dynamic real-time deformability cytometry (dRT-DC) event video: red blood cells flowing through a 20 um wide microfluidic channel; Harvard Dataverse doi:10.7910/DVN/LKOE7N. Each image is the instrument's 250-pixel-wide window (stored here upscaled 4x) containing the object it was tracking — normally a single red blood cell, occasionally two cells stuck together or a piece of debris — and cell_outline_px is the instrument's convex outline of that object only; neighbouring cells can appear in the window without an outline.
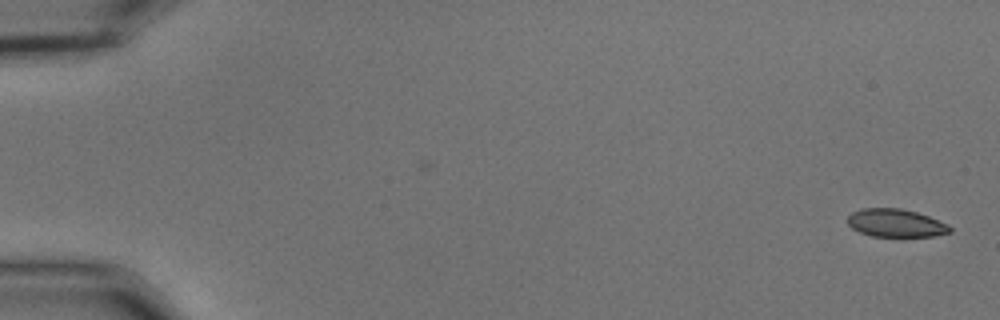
{"species": "common noctule bat (a hibernating species)", "species_latin": "Nyctalus noctula", "temperature_condition": "cold", "stored_images_in_passage": 55, "camera_frame_rate_fps": 3000, "um_per_image_px": 0.085, "animal": {"sex": "male", "body_mass_g": 15.6}, "frame": {"image": 1, "passage_image": 1, "time_ms": 0.0, "image_size_px": [1000, 320], "cell_outline_px": [[952, 232], [932, 236], [872, 236], [860, 232], [852, 228], [848, 224], [848, 216], [852, 212], [860, 208], [900, 208], [916, 212], [928, 216], [948, 224], [952, 228]], "centroid_in_image_um": [76.14, 18.95], "position_along_channel_um": 8.9, "area_um2": 16.65}}
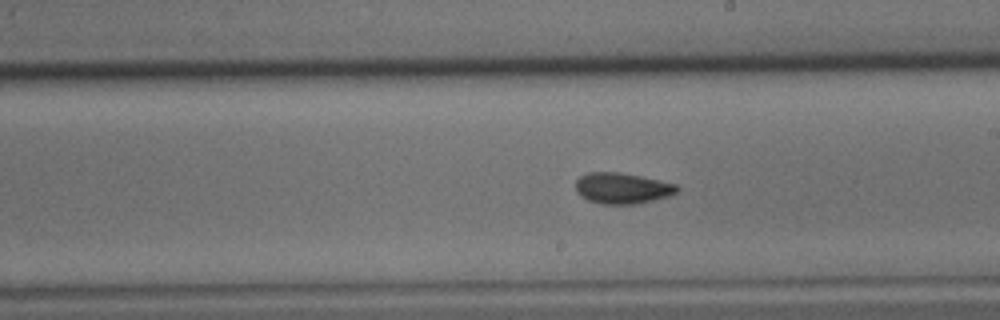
{"frame": {"image": 2, "passage_image": 32, "time_ms": 10.333, "image_size_px": [1000, 320], "cell_outline_px": [[680, 188], [676, 192], [668, 196], [636, 204], [600, 204], [588, 200], [580, 196], [576, 192], [576, 180], [580, 176], [588, 172], [616, 172], [640, 176], [660, 180], [676, 184]], "centroid_in_image_um": [52.86, 16.0], "position_along_channel_um": 236.1, "area_um2": 18.26}}
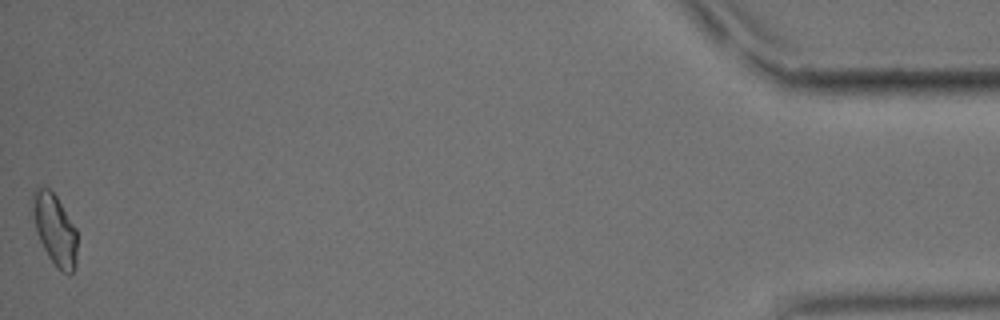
{"frame": {"image": 3, "passage_image": 55, "time_ms": 18.0, "image_size_px": [1000, 320], "cell_outline_px": [[76, 268], [68, 276], [48, 256], [36, 232], [32, 212], [32, 192], [36, 188], [48, 188], [56, 196], [76, 228]], "centroid_in_image_um": [4.65, 19.49], "position_along_channel_um": 430.5, "area_um2": 18.21}, "authors_computed_cell_mechanics": {"area_um2": 17.8602, "velocity_mm_per_s": 3.6659, "shape_relaxation_time_tau1_ms": 6.5121, "shape_relaxation_time_tau2_ms": 2.0019, "deformation_change_tau1": 0.1416, "deformation_change_tau2": 0.0529}}